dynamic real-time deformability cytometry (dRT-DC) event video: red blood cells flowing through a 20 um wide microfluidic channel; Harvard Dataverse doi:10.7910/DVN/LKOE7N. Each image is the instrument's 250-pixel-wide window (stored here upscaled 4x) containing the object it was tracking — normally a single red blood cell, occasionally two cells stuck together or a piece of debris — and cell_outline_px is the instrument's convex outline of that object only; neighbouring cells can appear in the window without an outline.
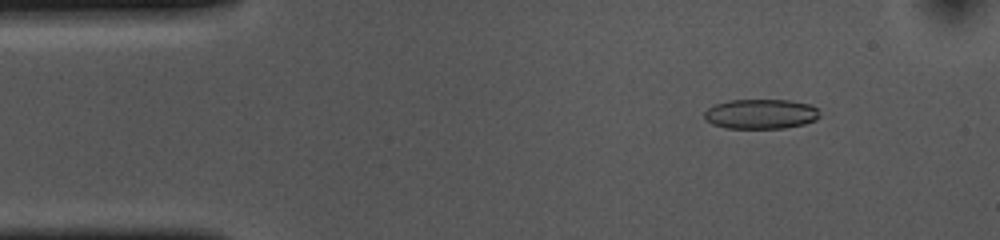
{"species": "common noctule bat (a hibernating species)", "species_latin": "Nyctalus noctula", "temperature_condition": "cold", "stored_images_in_passage": 53, "camera_frame_rate_fps": 3000, "um_per_image_px": 0.085, "animal": {"sex": "female", "body_mass_g": 10.0, "forearm_length_mm": 53.1}, "frame": {"image": 1, "passage_image": 6, "time_ms": 1.667, "image_size_px": [1000, 240], "cell_outline_px": [[820, 116], [816, 120], [804, 124], [784, 128], [724, 128], [712, 124], [704, 120], [704, 112], [708, 108], [716, 104], [728, 100], [788, 100], [812, 104], [820, 112]], "centroid_in_image_um": [64.67, 9.69], "position_along_channel_um": 20.3, "area_um2": 20.23}}
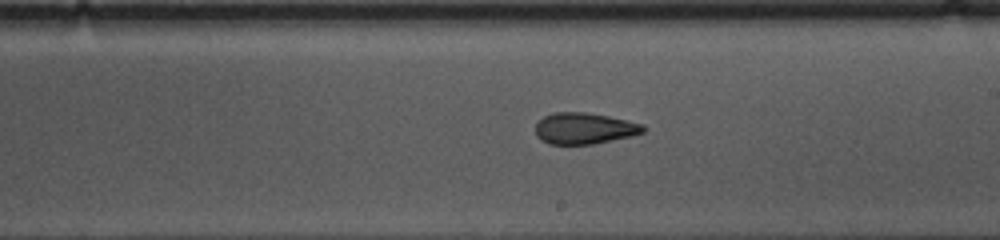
{"frame": {"image": 2, "passage_image": 29, "time_ms": 9.333, "image_size_px": [1000, 240], "cell_outline_px": [[648, 128], [644, 132], [632, 136], [592, 144], [548, 144], [540, 140], [536, 136], [536, 120], [552, 112], [584, 112], [608, 116], [644, 124]], "centroid_in_image_um": [49.65, 10.91], "position_along_channel_um": 239.3, "area_um2": 19.88}}
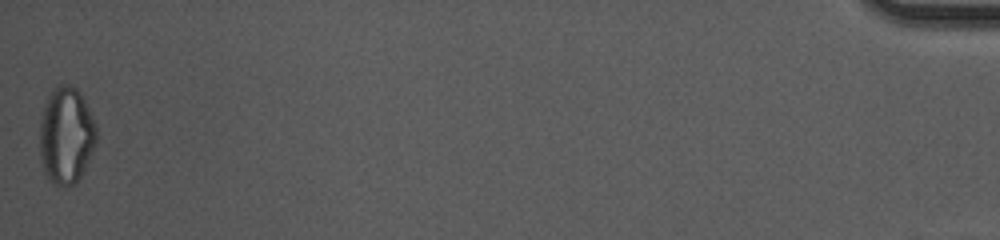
{"frame": {"image": 3, "passage_image": 53, "time_ms": 17.333, "image_size_px": [1000, 240], "cell_outline_px": [[96, 144], [76, 184], [56, 184], [48, 180], [44, 172], [40, 160], [40, 120], [48, 96], [52, 88], [60, 84], [68, 84], [76, 88], [84, 96], [96, 128]], "centroid_in_image_um": [5.61, 11.48], "position_along_channel_um": 429.6, "area_um2": 31.96}, "authors_computed_cell_mechanics": {"area_um2": 20.6924, "velocity_mm_per_s": 3.6598, "shape_relaxation_time_tau1_ms": 10.0151, "shape_relaxation_time_tau2_ms": 3.9784, "deformation_change_tau1": 0.1793, "deformation_change_tau2": 0.1}}